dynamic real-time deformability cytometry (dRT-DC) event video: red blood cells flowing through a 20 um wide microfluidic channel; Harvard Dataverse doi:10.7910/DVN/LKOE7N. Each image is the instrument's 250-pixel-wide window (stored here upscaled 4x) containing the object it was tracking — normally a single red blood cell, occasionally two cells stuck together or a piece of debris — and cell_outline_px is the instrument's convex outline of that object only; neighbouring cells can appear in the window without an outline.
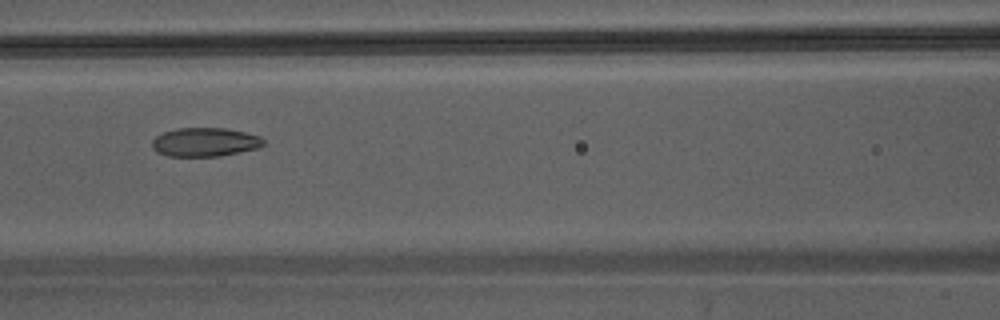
{"species": "Egyptian fruit bat (a non-hibernating species)", "species_latin": "Rousettus aegyptiacus", "temperature_condition": "warm", "stored_images_in_passage": 5, "camera_frame_rate_fps": 3000, "um_per_image_px": 0.085, "animal": {"sex": "male"}, "frame": {"image": 1, "passage_image": 5, "time_ms": 1.333, "image_size_px": [1000, 320], "cell_outline_px": [[264, 144], [260, 148], [220, 156], [168, 156], [156, 152], [152, 148], [152, 140], [156, 136], [164, 132], [176, 128], [224, 128], [244, 132], [260, 136], [264, 140]], "centroid_in_image_um": [17.42, 12.08], "position_along_channel_um": 149.2, "area_um2": 18.79}}